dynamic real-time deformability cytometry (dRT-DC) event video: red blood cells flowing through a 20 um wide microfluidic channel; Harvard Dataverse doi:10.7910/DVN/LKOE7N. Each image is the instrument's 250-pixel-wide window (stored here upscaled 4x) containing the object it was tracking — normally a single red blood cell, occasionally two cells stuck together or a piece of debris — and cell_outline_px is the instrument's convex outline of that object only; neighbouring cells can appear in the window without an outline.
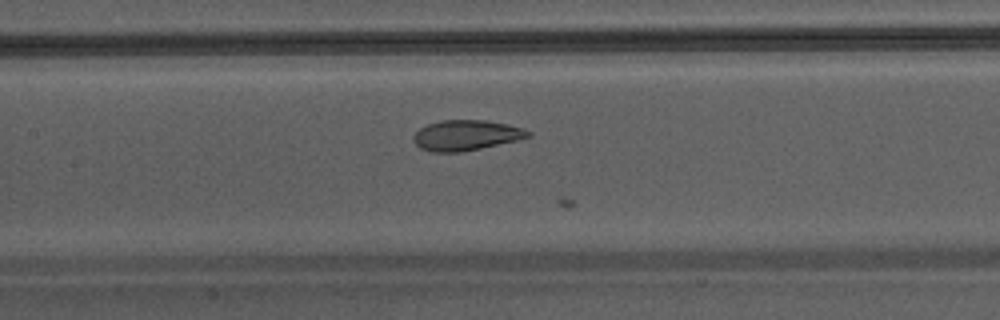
{"species": "Egyptian fruit bat (a non-hibernating species)", "species_latin": "Rousettus aegyptiacus", "temperature_condition": "warm", "stored_images_in_passage": 14, "camera_frame_rate_fps": 3000, "um_per_image_px": 0.085, "animal": {"sex": "male"}, "frame": {"image": 1, "passage_image": 10, "time_ms": 3.0, "image_size_px": [1000, 320], "cell_outline_px": [[532, 136], [520, 140], [460, 152], [432, 152], [420, 148], [412, 140], [412, 136], [420, 128], [428, 124], [440, 120], [484, 120], [508, 124], [524, 128], [532, 132]], "centroid_in_image_um": [39.64, 11.49], "position_along_channel_um": 167.8, "area_um2": 20.46}}
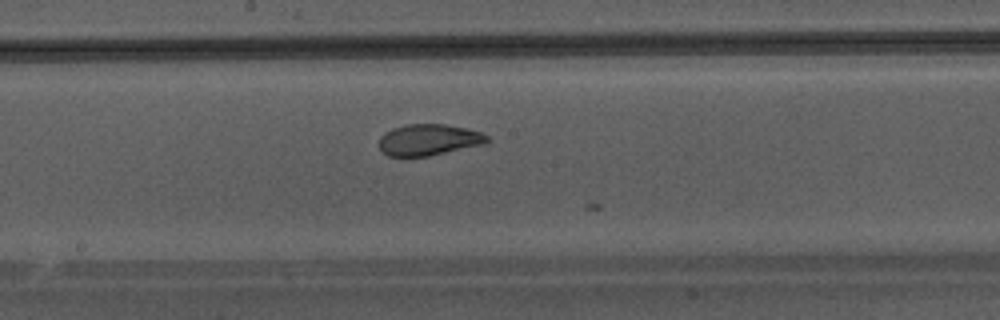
{"frame": {"image": 2, "passage_image": 13, "time_ms": 4.0, "image_size_px": [1000, 320], "cell_outline_px": [[488, 140], [484, 144], [428, 156], [388, 156], [380, 152], [380, 136], [384, 132], [392, 128], [404, 124], [444, 124], [468, 128], [480, 132], [488, 136]], "centroid_in_image_um": [36.41, 11.87], "position_along_channel_um": 211.8, "area_um2": 19.77}}